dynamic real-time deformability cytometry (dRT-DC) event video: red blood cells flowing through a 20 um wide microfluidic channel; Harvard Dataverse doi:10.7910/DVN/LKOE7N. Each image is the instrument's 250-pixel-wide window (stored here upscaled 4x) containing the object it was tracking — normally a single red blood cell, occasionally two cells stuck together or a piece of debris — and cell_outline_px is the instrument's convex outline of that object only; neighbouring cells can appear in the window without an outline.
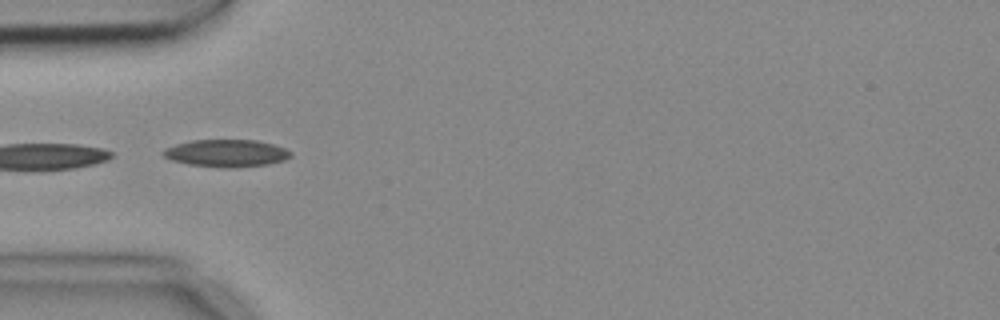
{"species": "common noctule bat (a hibernating species)", "species_latin": "Nyctalus noctula", "temperature_condition": "cold", "stored_images_in_passage": 7, "camera_frame_rate_fps": 3000, "um_per_image_px": 0.085, "animal": {"sex": "female", "body_mass_g": 18.4}, "frame": {"image": 1, "passage_image": 5, "time_ms": 1.333, "image_size_px": [1000, 320], "cell_outline_px": [[292, 156], [284, 160], [268, 164], [236, 168], [224, 168], [188, 164], [172, 160], [164, 156], [160, 152], [164, 148], [176, 144], [192, 140], [256, 140], [272, 144], [284, 148], [292, 152]], "centroid_in_image_um": [19.23, 13.02], "position_along_channel_um": 65.8, "area_um2": 20.4}}
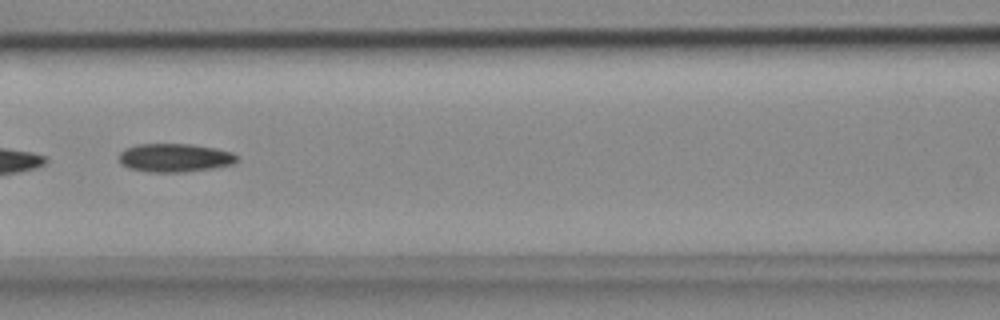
{"frame": {"image": 2, "passage_image": 7, "time_ms": 2.0, "image_size_px": [1000, 320], "cell_outline_px": [[240, 160], [232, 164], [212, 168], [180, 172], [152, 172], [128, 168], [120, 164], [120, 152], [124, 148], [136, 144], [192, 144], [216, 148], [232, 152]], "centroid_in_image_um": [14.84, 13.4], "position_along_channel_um": 151.8, "area_um2": 19.59}}